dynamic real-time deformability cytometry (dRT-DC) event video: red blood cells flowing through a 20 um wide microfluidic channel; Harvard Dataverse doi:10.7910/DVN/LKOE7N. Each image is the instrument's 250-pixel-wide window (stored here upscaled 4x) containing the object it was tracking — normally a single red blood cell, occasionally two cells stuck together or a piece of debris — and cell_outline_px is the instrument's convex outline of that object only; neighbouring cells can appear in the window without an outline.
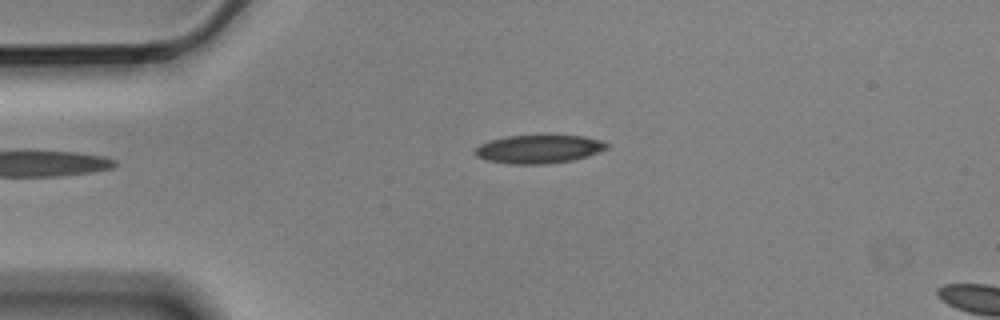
{"species": "Egyptian fruit bat (a non-hibernating species)", "species_latin": "Rousettus aegyptiacus", "temperature_condition": "cold", "stored_images_in_passage": 3, "camera_frame_rate_fps": 3000, "um_per_image_px": 0.085, "animal": {"sex": "male"}, "frame": {"image": 1, "passage_image": 3, "time_ms": 0.667, "image_size_px": [1000, 320], "cell_outline_px": [[612, 144], [608, 148], [588, 156], [572, 160], [548, 164], [508, 164], [488, 160], [476, 156], [472, 152], [480, 144], [492, 140], [508, 136], [584, 136], [604, 140]], "centroid_in_image_um": [45.85, 12.68], "position_along_channel_um": 39.2, "area_um2": 21.85}}